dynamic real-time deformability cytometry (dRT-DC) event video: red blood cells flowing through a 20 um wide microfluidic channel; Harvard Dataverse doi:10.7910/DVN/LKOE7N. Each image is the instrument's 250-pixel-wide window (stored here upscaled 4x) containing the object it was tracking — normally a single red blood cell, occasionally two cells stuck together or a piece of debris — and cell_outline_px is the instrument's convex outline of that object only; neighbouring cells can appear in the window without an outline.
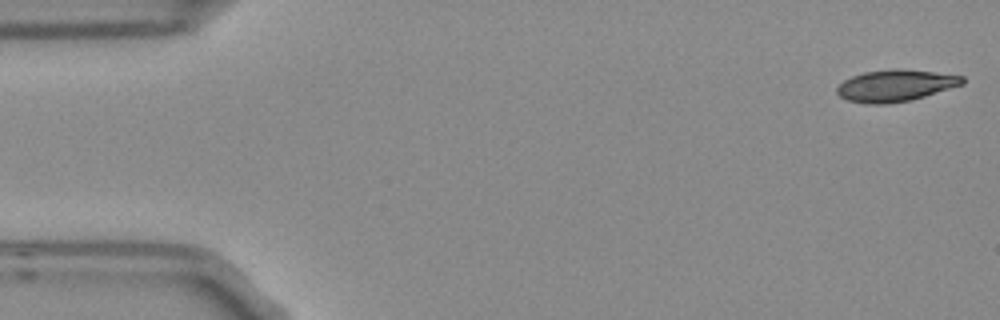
{"species": "Egyptian fruit bat (a non-hibernating species)", "species_latin": "Rousettus aegyptiacus", "temperature_condition": "room temperature", "stored_images_in_passage": 5, "camera_frame_rate_fps": 3000, "um_per_image_px": 0.085, "frame": {"image": 1, "passage_image": 1, "time_ms": 0.0, "image_size_px": [1000, 320], "cell_outline_px": [[964, 84], [912, 100], [888, 104], [868, 104], [848, 100], [840, 96], [836, 92], [836, 88], [844, 80], [852, 76], [864, 72], [896, 68], [932, 72], [964, 76]], "centroid_in_image_um": [76.1, 7.28], "position_along_channel_um": 8.9, "area_um2": 23.12}}
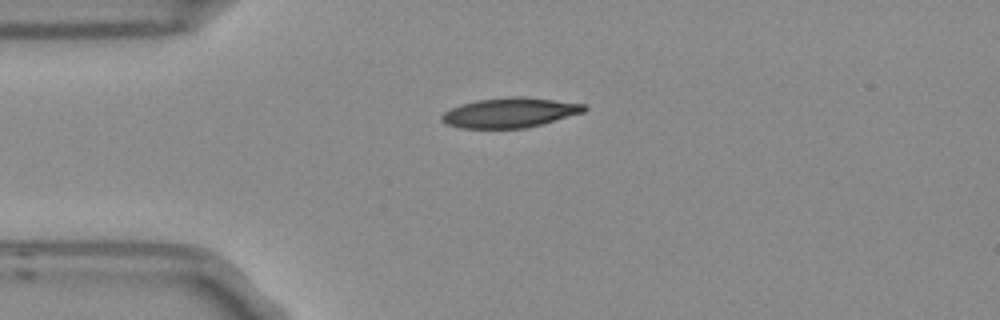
{"frame": {"image": 2, "passage_image": 4, "time_ms": 1.0, "image_size_px": [1000, 320], "cell_outline_px": [[588, 108], [584, 112], [540, 124], [524, 128], [460, 128], [448, 124], [440, 120], [440, 116], [444, 112], [460, 104], [476, 100], [508, 96], [524, 96], [556, 100], [584, 104]], "centroid_in_image_um": [43.32, 9.56], "position_along_channel_um": 41.7, "area_um2": 24.74}}